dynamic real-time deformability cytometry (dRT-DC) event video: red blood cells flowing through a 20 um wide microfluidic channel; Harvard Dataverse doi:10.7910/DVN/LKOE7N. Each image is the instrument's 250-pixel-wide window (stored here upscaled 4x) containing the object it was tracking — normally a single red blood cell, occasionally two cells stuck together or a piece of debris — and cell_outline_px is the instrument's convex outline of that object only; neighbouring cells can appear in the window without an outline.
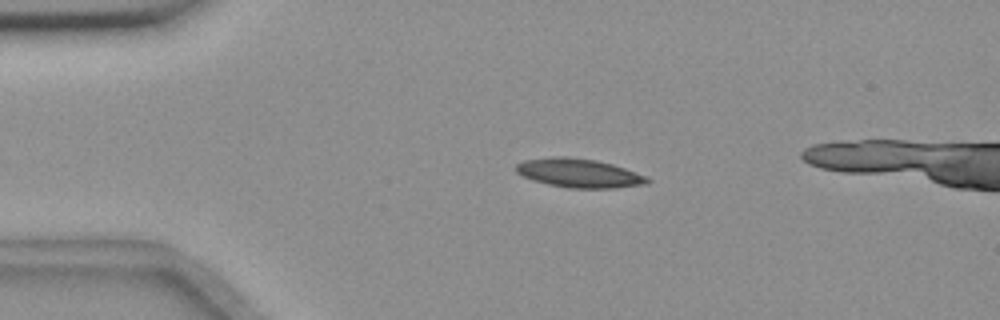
{"species": "common noctule bat (a hibernating species)", "species_latin": "Nyctalus noctula", "temperature_condition": "room temperature", "stored_images_in_passage": 4, "camera_frame_rate_fps": 3000, "um_per_image_px": 0.085, "animal": {"sex": "female", "body_mass_g": 18.4}, "frame": {"image": 1, "passage_image": 3, "time_ms": 2.333, "image_size_px": [1000, 320], "cell_outline_px": [[652, 180], [648, 184], [616, 188], [568, 188], [548, 184], [532, 180], [516, 172], [516, 164], [524, 160], [552, 156], [564, 156], [596, 160], [612, 164], [648, 176]], "centroid_in_image_um": [49.25, 14.71], "position_along_channel_um": 35.8, "area_um2": 22.25}}